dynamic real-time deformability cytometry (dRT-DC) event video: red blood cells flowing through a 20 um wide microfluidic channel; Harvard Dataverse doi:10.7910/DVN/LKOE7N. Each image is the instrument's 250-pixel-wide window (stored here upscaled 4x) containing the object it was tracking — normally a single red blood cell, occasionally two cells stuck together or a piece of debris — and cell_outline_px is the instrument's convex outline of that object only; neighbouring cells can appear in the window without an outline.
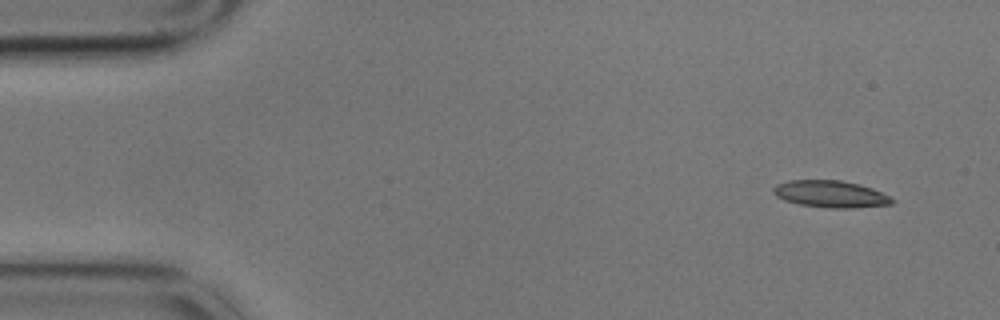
{"species": "common noctule bat (a hibernating species)", "species_latin": "Nyctalus noctula", "temperature_condition": "cold", "stored_images_in_passage": 3, "camera_frame_rate_fps": 3000, "um_per_image_px": 0.085, "animal": {"sex": "male", "body_mass_g": 17.9}, "frame": {"image": 1, "passage_image": 1, "time_ms": 0.0, "image_size_px": [1000, 320], "cell_outline_px": [[896, 200], [892, 204], [852, 208], [832, 208], [800, 204], [784, 200], [776, 196], [772, 192], [772, 188], [776, 184], [788, 180], [840, 180], [860, 184], [872, 188]], "centroid_in_image_um": [70.58, 16.48], "position_along_channel_um": 14.4, "area_um2": 18.61}}